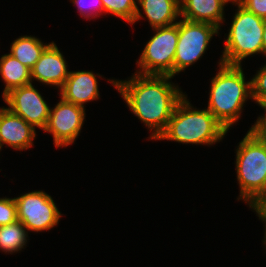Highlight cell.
Masks as SVG:
<instances>
[{
    "instance_id": "obj_4",
    "label": "cell",
    "mask_w": 266,
    "mask_h": 267,
    "mask_svg": "<svg viewBox=\"0 0 266 267\" xmlns=\"http://www.w3.org/2000/svg\"><path fill=\"white\" fill-rule=\"evenodd\" d=\"M235 149V171L239 185L238 201L249 207L266 194V146L250 130Z\"/></svg>"
},
{
    "instance_id": "obj_21",
    "label": "cell",
    "mask_w": 266,
    "mask_h": 267,
    "mask_svg": "<svg viewBox=\"0 0 266 267\" xmlns=\"http://www.w3.org/2000/svg\"><path fill=\"white\" fill-rule=\"evenodd\" d=\"M77 8L79 16L91 20L103 16L104 7L102 0H70Z\"/></svg>"
},
{
    "instance_id": "obj_3",
    "label": "cell",
    "mask_w": 266,
    "mask_h": 267,
    "mask_svg": "<svg viewBox=\"0 0 266 267\" xmlns=\"http://www.w3.org/2000/svg\"><path fill=\"white\" fill-rule=\"evenodd\" d=\"M187 94L175 106L165 130L155 140L213 146L222 142L226 128L205 107L196 108Z\"/></svg>"
},
{
    "instance_id": "obj_15",
    "label": "cell",
    "mask_w": 266,
    "mask_h": 267,
    "mask_svg": "<svg viewBox=\"0 0 266 267\" xmlns=\"http://www.w3.org/2000/svg\"><path fill=\"white\" fill-rule=\"evenodd\" d=\"M225 0H180L181 18L193 22H205L221 29L225 23Z\"/></svg>"
},
{
    "instance_id": "obj_14",
    "label": "cell",
    "mask_w": 266,
    "mask_h": 267,
    "mask_svg": "<svg viewBox=\"0 0 266 267\" xmlns=\"http://www.w3.org/2000/svg\"><path fill=\"white\" fill-rule=\"evenodd\" d=\"M143 18L148 20L151 28L174 25L181 18L180 0H137V10L132 25Z\"/></svg>"
},
{
    "instance_id": "obj_8",
    "label": "cell",
    "mask_w": 266,
    "mask_h": 267,
    "mask_svg": "<svg viewBox=\"0 0 266 267\" xmlns=\"http://www.w3.org/2000/svg\"><path fill=\"white\" fill-rule=\"evenodd\" d=\"M18 220L28 232H45L58 225L63 214L55 201L43 190L25 192L14 197Z\"/></svg>"
},
{
    "instance_id": "obj_20",
    "label": "cell",
    "mask_w": 266,
    "mask_h": 267,
    "mask_svg": "<svg viewBox=\"0 0 266 267\" xmlns=\"http://www.w3.org/2000/svg\"><path fill=\"white\" fill-rule=\"evenodd\" d=\"M264 62L251 78L252 101L260 107L266 103V61Z\"/></svg>"
},
{
    "instance_id": "obj_9",
    "label": "cell",
    "mask_w": 266,
    "mask_h": 267,
    "mask_svg": "<svg viewBox=\"0 0 266 267\" xmlns=\"http://www.w3.org/2000/svg\"><path fill=\"white\" fill-rule=\"evenodd\" d=\"M60 100L50 107V114L44 132L52 135L56 148L71 146L81 133L85 118V107Z\"/></svg>"
},
{
    "instance_id": "obj_10",
    "label": "cell",
    "mask_w": 266,
    "mask_h": 267,
    "mask_svg": "<svg viewBox=\"0 0 266 267\" xmlns=\"http://www.w3.org/2000/svg\"><path fill=\"white\" fill-rule=\"evenodd\" d=\"M3 101L12 113L21 116L35 129H45L51 106L35 85L30 83L15 88L3 97Z\"/></svg>"
},
{
    "instance_id": "obj_24",
    "label": "cell",
    "mask_w": 266,
    "mask_h": 267,
    "mask_svg": "<svg viewBox=\"0 0 266 267\" xmlns=\"http://www.w3.org/2000/svg\"><path fill=\"white\" fill-rule=\"evenodd\" d=\"M264 110V114L258 116L254 124L251 125L249 130L254 133L266 146V109L261 106Z\"/></svg>"
},
{
    "instance_id": "obj_13",
    "label": "cell",
    "mask_w": 266,
    "mask_h": 267,
    "mask_svg": "<svg viewBox=\"0 0 266 267\" xmlns=\"http://www.w3.org/2000/svg\"><path fill=\"white\" fill-rule=\"evenodd\" d=\"M102 75L93 71H70L64 85L58 91L64 100L75 105L86 107L84 104L97 101L100 98L97 78Z\"/></svg>"
},
{
    "instance_id": "obj_19",
    "label": "cell",
    "mask_w": 266,
    "mask_h": 267,
    "mask_svg": "<svg viewBox=\"0 0 266 267\" xmlns=\"http://www.w3.org/2000/svg\"><path fill=\"white\" fill-rule=\"evenodd\" d=\"M102 4L104 17L106 14H111V16H116L129 25L133 24L137 10V0H102Z\"/></svg>"
},
{
    "instance_id": "obj_25",
    "label": "cell",
    "mask_w": 266,
    "mask_h": 267,
    "mask_svg": "<svg viewBox=\"0 0 266 267\" xmlns=\"http://www.w3.org/2000/svg\"><path fill=\"white\" fill-rule=\"evenodd\" d=\"M249 208L264 224L263 227H266V195L259 197Z\"/></svg>"
},
{
    "instance_id": "obj_17",
    "label": "cell",
    "mask_w": 266,
    "mask_h": 267,
    "mask_svg": "<svg viewBox=\"0 0 266 267\" xmlns=\"http://www.w3.org/2000/svg\"><path fill=\"white\" fill-rule=\"evenodd\" d=\"M50 43H43L32 35H21L12 41L8 53L31 70Z\"/></svg>"
},
{
    "instance_id": "obj_27",
    "label": "cell",
    "mask_w": 266,
    "mask_h": 267,
    "mask_svg": "<svg viewBox=\"0 0 266 267\" xmlns=\"http://www.w3.org/2000/svg\"><path fill=\"white\" fill-rule=\"evenodd\" d=\"M263 232H264V236H263L264 239L262 240V243H263V246H265L264 249L266 250V227H264V231Z\"/></svg>"
},
{
    "instance_id": "obj_16",
    "label": "cell",
    "mask_w": 266,
    "mask_h": 267,
    "mask_svg": "<svg viewBox=\"0 0 266 267\" xmlns=\"http://www.w3.org/2000/svg\"><path fill=\"white\" fill-rule=\"evenodd\" d=\"M0 77L4 82L2 98L11 90L32 83L31 70L9 53L0 57Z\"/></svg>"
},
{
    "instance_id": "obj_7",
    "label": "cell",
    "mask_w": 266,
    "mask_h": 267,
    "mask_svg": "<svg viewBox=\"0 0 266 267\" xmlns=\"http://www.w3.org/2000/svg\"><path fill=\"white\" fill-rule=\"evenodd\" d=\"M178 43L174 58V77L199 61L208 50L210 41L219 36L220 29L213 24L178 20Z\"/></svg>"
},
{
    "instance_id": "obj_6",
    "label": "cell",
    "mask_w": 266,
    "mask_h": 267,
    "mask_svg": "<svg viewBox=\"0 0 266 267\" xmlns=\"http://www.w3.org/2000/svg\"><path fill=\"white\" fill-rule=\"evenodd\" d=\"M154 35L145 43L134 73L174 77V58L178 43V22L167 27L152 28Z\"/></svg>"
},
{
    "instance_id": "obj_26",
    "label": "cell",
    "mask_w": 266,
    "mask_h": 267,
    "mask_svg": "<svg viewBox=\"0 0 266 267\" xmlns=\"http://www.w3.org/2000/svg\"><path fill=\"white\" fill-rule=\"evenodd\" d=\"M262 57H266V19L264 20V26H263V56Z\"/></svg>"
},
{
    "instance_id": "obj_11",
    "label": "cell",
    "mask_w": 266,
    "mask_h": 267,
    "mask_svg": "<svg viewBox=\"0 0 266 267\" xmlns=\"http://www.w3.org/2000/svg\"><path fill=\"white\" fill-rule=\"evenodd\" d=\"M67 64L63 52L52 41L31 69L32 83L37 81L40 84L55 87L54 89L59 91L70 73Z\"/></svg>"
},
{
    "instance_id": "obj_2",
    "label": "cell",
    "mask_w": 266,
    "mask_h": 267,
    "mask_svg": "<svg viewBox=\"0 0 266 267\" xmlns=\"http://www.w3.org/2000/svg\"><path fill=\"white\" fill-rule=\"evenodd\" d=\"M242 66L219 61L209 85L207 109L228 132L241 119L246 102L252 101L251 79L247 80Z\"/></svg>"
},
{
    "instance_id": "obj_12",
    "label": "cell",
    "mask_w": 266,
    "mask_h": 267,
    "mask_svg": "<svg viewBox=\"0 0 266 267\" xmlns=\"http://www.w3.org/2000/svg\"><path fill=\"white\" fill-rule=\"evenodd\" d=\"M36 129L21 116L12 113L7 107H0V151L3 146L16 151H26L33 147Z\"/></svg>"
},
{
    "instance_id": "obj_5",
    "label": "cell",
    "mask_w": 266,
    "mask_h": 267,
    "mask_svg": "<svg viewBox=\"0 0 266 267\" xmlns=\"http://www.w3.org/2000/svg\"><path fill=\"white\" fill-rule=\"evenodd\" d=\"M236 6L232 22L225 33V44L221 63L228 65H243L248 57L263 55V26L264 19L247 10L240 3Z\"/></svg>"
},
{
    "instance_id": "obj_28",
    "label": "cell",
    "mask_w": 266,
    "mask_h": 267,
    "mask_svg": "<svg viewBox=\"0 0 266 267\" xmlns=\"http://www.w3.org/2000/svg\"><path fill=\"white\" fill-rule=\"evenodd\" d=\"M225 1H226L227 3H231L232 5L241 2V0H225Z\"/></svg>"
},
{
    "instance_id": "obj_22",
    "label": "cell",
    "mask_w": 266,
    "mask_h": 267,
    "mask_svg": "<svg viewBox=\"0 0 266 267\" xmlns=\"http://www.w3.org/2000/svg\"><path fill=\"white\" fill-rule=\"evenodd\" d=\"M18 220L14 198L0 197V226L9 225Z\"/></svg>"
},
{
    "instance_id": "obj_18",
    "label": "cell",
    "mask_w": 266,
    "mask_h": 267,
    "mask_svg": "<svg viewBox=\"0 0 266 267\" xmlns=\"http://www.w3.org/2000/svg\"><path fill=\"white\" fill-rule=\"evenodd\" d=\"M29 233L21 221L0 226V251L9 254L20 253L26 248Z\"/></svg>"
},
{
    "instance_id": "obj_23",
    "label": "cell",
    "mask_w": 266,
    "mask_h": 267,
    "mask_svg": "<svg viewBox=\"0 0 266 267\" xmlns=\"http://www.w3.org/2000/svg\"><path fill=\"white\" fill-rule=\"evenodd\" d=\"M240 4L256 16L266 19V0H241Z\"/></svg>"
},
{
    "instance_id": "obj_1",
    "label": "cell",
    "mask_w": 266,
    "mask_h": 267,
    "mask_svg": "<svg viewBox=\"0 0 266 267\" xmlns=\"http://www.w3.org/2000/svg\"><path fill=\"white\" fill-rule=\"evenodd\" d=\"M173 76L132 73L125 80L107 79L125 101L128 109L156 140L165 130L177 103L186 95Z\"/></svg>"
}]
</instances>
